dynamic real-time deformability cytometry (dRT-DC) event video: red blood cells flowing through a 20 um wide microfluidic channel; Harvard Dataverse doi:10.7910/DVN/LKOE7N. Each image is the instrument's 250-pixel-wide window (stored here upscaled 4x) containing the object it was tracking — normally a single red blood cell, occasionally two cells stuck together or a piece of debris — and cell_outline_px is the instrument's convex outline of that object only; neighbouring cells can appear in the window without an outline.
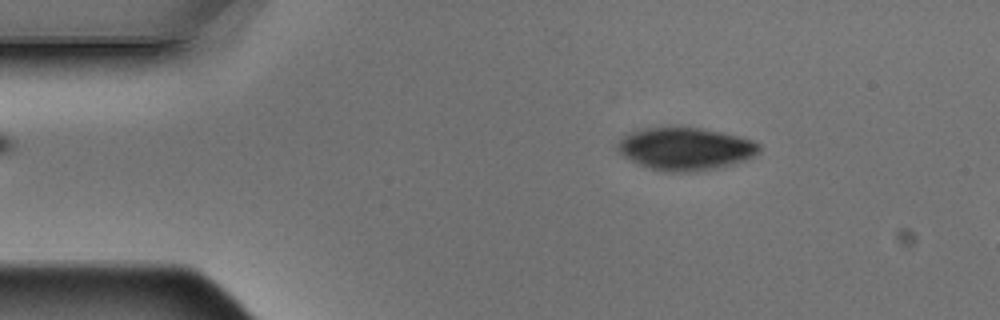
{"species": "Egyptian fruit bat (a non-hibernating species)", "species_latin": "Rousettus aegyptiacus", "temperature_condition": "warm", "stored_images_in_passage": 5, "camera_frame_rate_fps": 3000, "um_per_image_px": 0.085, "animal": {"sex": "male"}, "frame": {"image": 1, "passage_image": 3, "time_ms": 0.667, "image_size_px": [1000, 320], "cell_outline_px": [[760, 152], [756, 156], [732, 164], [716, 168], [692, 172], [668, 172], [648, 168], [624, 156], [616, 148], [616, 144], [624, 132], [640, 128], [676, 124], [680, 124], [720, 132], [752, 140], [760, 144]], "centroid_in_image_um": [58.19, 12.6], "position_along_channel_um": 26.8, "area_um2": 36.13}}